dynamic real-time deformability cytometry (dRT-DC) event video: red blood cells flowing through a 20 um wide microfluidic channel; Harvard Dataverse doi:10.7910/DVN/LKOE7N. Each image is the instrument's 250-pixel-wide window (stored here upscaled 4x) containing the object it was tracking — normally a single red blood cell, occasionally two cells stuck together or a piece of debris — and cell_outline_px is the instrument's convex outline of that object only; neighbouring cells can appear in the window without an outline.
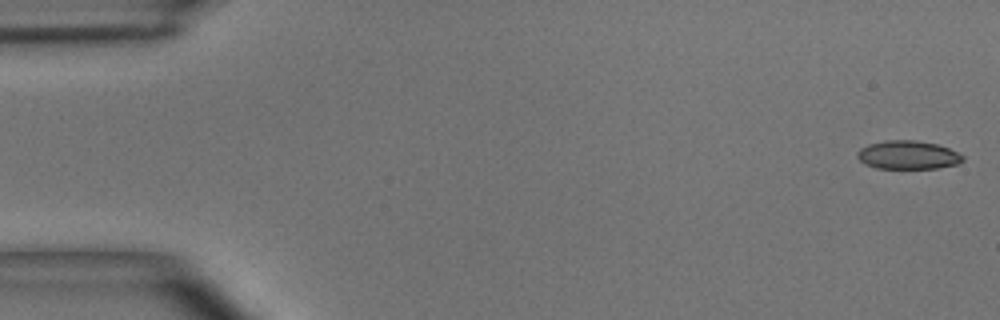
{"species": "common noctule bat (a hibernating species)", "species_latin": "Nyctalus noctula", "temperature_condition": "room temperature", "stored_images_in_passage": 15, "camera_frame_rate_fps": 3000, "um_per_image_px": 0.085, "animal": {"sex": "male", "body_mass_g": 15.6}, "frame": {"image": 1, "passage_image": 1, "time_ms": 0.0, "image_size_px": [1000, 320], "cell_outline_px": [[964, 160], [960, 164], [936, 168], [876, 168], [864, 164], [856, 156], [856, 152], [860, 148], [868, 144], [884, 140], [916, 140], [936, 144], [948, 148], [964, 156]], "centroid_in_image_um": [77.15, 13.17], "position_along_channel_um": 7.8, "area_um2": 17.63}}
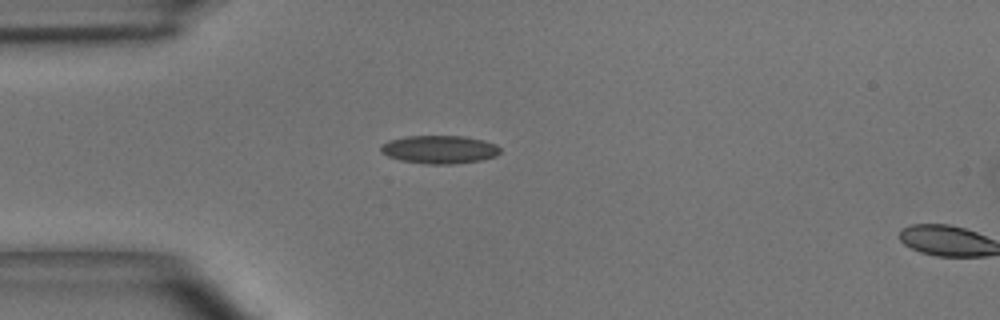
{"frame": {"image": 2, "passage_image": 13, "time_ms": 4.0, "image_size_px": [1000, 320], "cell_outline_px": [[500, 152], [496, 156], [480, 160], [452, 164], [424, 164], [400, 160], [388, 156], [380, 152], [380, 148], [388, 140], [404, 136], [464, 136], [484, 140], [496, 144], [500, 148]], "centroid_in_image_um": [37.35, 12.7], "position_along_channel_um": 47.7, "area_um2": 19.65}}